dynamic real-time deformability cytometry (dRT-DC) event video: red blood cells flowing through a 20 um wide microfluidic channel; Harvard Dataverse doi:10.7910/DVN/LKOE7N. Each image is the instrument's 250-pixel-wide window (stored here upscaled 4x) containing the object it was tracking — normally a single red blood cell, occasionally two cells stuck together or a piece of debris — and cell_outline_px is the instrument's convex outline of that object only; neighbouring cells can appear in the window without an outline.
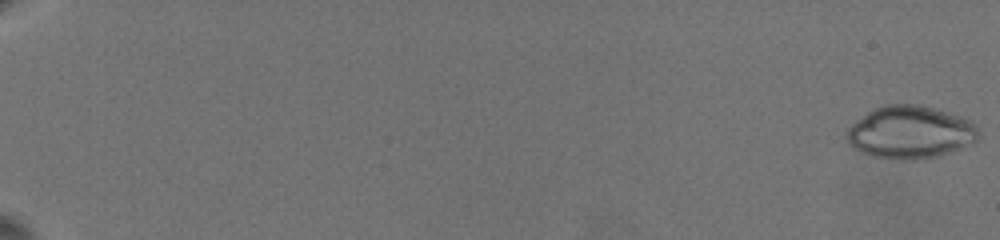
{"species": "common noctule bat (a hibernating species)", "species_latin": "Nyctalus noctula", "temperature_condition": "warm", "stored_images_in_passage": 52, "camera_frame_rate_fps": 3000, "um_per_image_px": 0.085, "animal": {"sex": "female", "body_mass_g": 19.5, "forearm_length_mm": 54.1}, "frame": {"image": 1, "passage_image": 1, "time_ms": 0.0, "image_size_px": [1000, 240], "cell_outline_px": [[980, 136], [972, 144], [940, 156], [916, 160], [896, 160], [872, 156], [860, 152], [852, 148], [848, 144], [848, 128], [856, 120], [872, 108], [888, 104], [920, 104], [936, 108], [972, 120], [976, 124]], "centroid_in_image_um": [77.4, 11.25], "position_along_channel_um": 7.6, "area_um2": 41.1}}
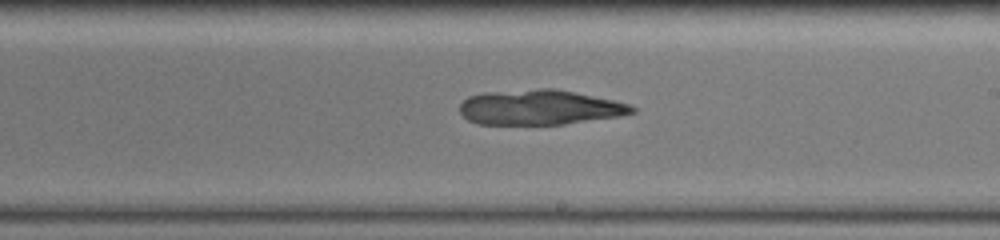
{"frame": {"image": 2, "passage_image": 34, "time_ms": 13.333, "image_size_px": [1000, 240], "cell_outline_px": [[636, 112], [620, 116], [564, 124], [476, 124], [468, 120], [460, 112], [460, 104], [468, 96], [484, 92], [540, 88], [556, 88], [612, 100], [628, 104], [636, 108]], "centroid_in_image_um": [45.85, 9.12], "position_along_channel_um": 243.1, "area_um2": 35.14}}
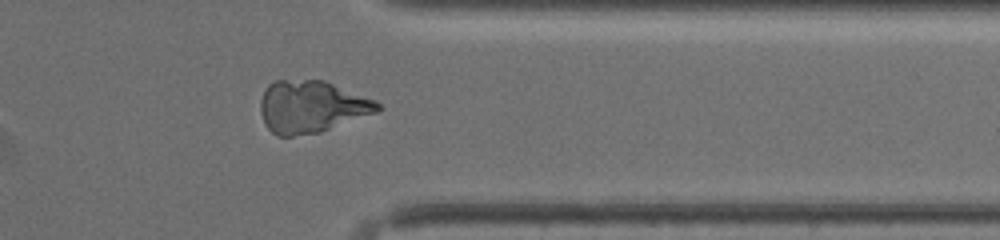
{"frame": {"image": 3, "passage_image": 44, "time_ms": 17.333, "image_size_px": [1000, 240], "cell_outline_px": [[380, 108], [376, 112], [320, 132], [292, 136], [276, 136], [264, 124], [260, 112], [260, 100], [268, 84], [272, 80], [324, 80], [376, 100], [380, 104]], "centroid_in_image_um": [26.44, 9.06], "position_along_channel_um": 385.0, "area_um2": 35.55}}